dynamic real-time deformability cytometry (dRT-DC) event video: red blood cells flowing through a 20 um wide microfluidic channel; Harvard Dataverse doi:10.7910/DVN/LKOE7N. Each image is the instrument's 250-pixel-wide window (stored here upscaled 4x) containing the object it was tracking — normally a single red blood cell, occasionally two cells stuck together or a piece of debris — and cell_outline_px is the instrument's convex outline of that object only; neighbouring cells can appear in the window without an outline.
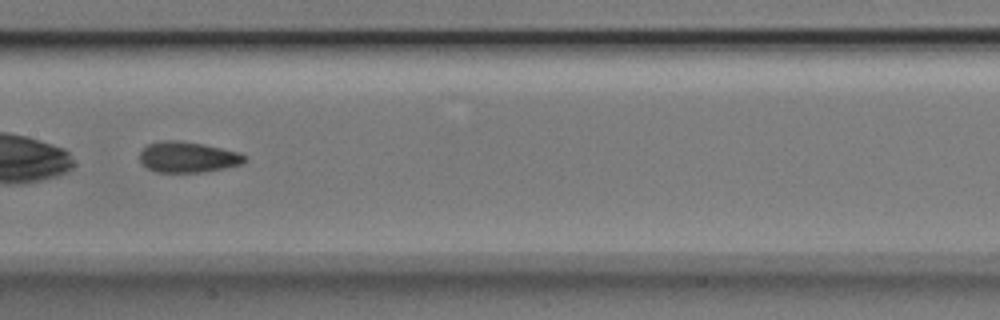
{"species": "Egyptian fruit bat (a non-hibernating species)", "species_latin": "Rousettus aegyptiacus", "temperature_condition": "room temperature", "stored_images_in_passage": 50, "camera_frame_rate_fps": 3000, "um_per_image_px": 0.085, "animal": {"sex": "male"}, "frame": {"image": 1, "passage_image": 26, "time_ms": 8.333, "image_size_px": [1000, 320], "cell_outline_px": [[248, 160], [240, 164], [224, 168], [204, 172], [156, 172], [140, 164], [140, 152], [148, 144], [160, 140], [180, 140], [204, 144], [240, 152], [248, 156]], "centroid_in_image_um": [15.98, 13.34], "position_along_channel_um": 191.4, "area_um2": 19.07}}
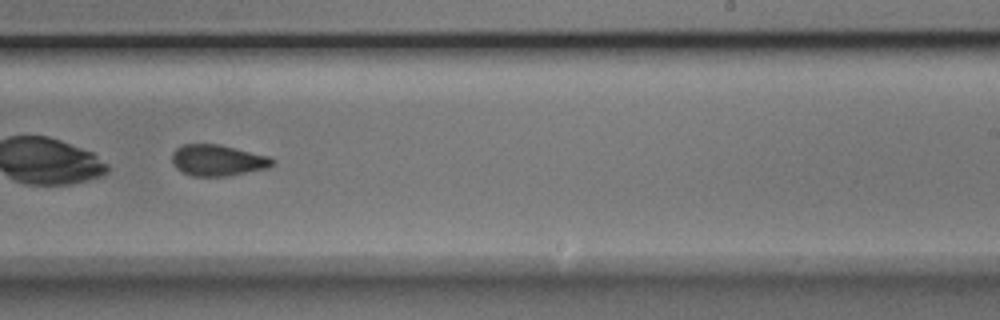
{"frame": {"image": 2, "passage_image": 32, "time_ms": 10.333, "image_size_px": [1000, 320], "cell_outline_px": [[276, 160], [268, 168], [228, 176], [192, 176], [176, 168], [172, 164], [172, 152], [180, 144], [220, 144], [268, 156]], "centroid_in_image_um": [18.48, 13.62], "position_along_channel_um": 270.5, "area_um2": 18.32}, "authors_computed_cell_mechanics": {"area_um2": 19.5364, "velocity_mm_per_s": 3.9753, "shape_relaxation_time_tau1_ms": 2.2695, "shape_relaxation_time_tau2_ms": 1.4384, "deformation_change_tau1": 0.1162, "deformation_change_tau2": 0.0842}}